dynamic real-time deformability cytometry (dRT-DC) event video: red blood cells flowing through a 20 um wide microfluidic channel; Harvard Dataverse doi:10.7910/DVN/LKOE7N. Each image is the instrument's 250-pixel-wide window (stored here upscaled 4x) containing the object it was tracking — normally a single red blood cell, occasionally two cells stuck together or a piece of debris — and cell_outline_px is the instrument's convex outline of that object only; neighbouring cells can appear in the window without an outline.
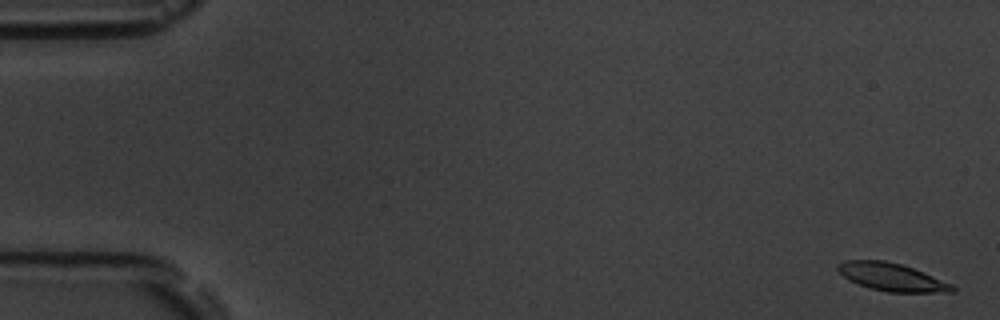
{"species": "common noctule bat (a hibernating species)", "species_latin": "Nyctalus noctula", "temperature_condition": "room temperature", "stored_images_in_passage": 55, "camera_frame_rate_fps": 3000, "um_per_image_px": 0.085, "animal": {"sex": "male", "body_mass_g": 19.5, "forearm_length_mm": 54.6}, "frame": {"image": 1, "passage_image": 2, "time_ms": 0.333, "image_size_px": [1000, 320], "cell_outline_px": [[956, 292], [888, 292], [868, 288], [848, 280], [836, 268], [844, 260], [884, 260], [900, 264], [912, 268], [952, 284], [956, 288]], "centroid_in_image_um": [75.79, 23.56], "position_along_channel_um": 9.2, "area_um2": 18.38}}
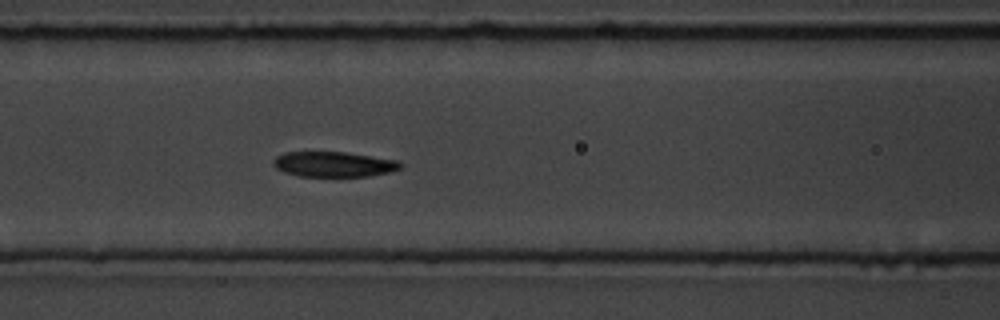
{"frame": {"image": 2, "passage_image": 24, "time_ms": 7.667, "image_size_px": [1000, 320], "cell_outline_px": [[404, 164], [400, 168], [388, 172], [372, 176], [300, 176], [284, 172], [276, 168], [272, 164], [272, 160], [276, 156], [284, 152], [344, 152], [400, 160]], "centroid_in_image_um": [28.37, 13.95], "position_along_channel_um": 138.2, "area_um2": 18.79}}
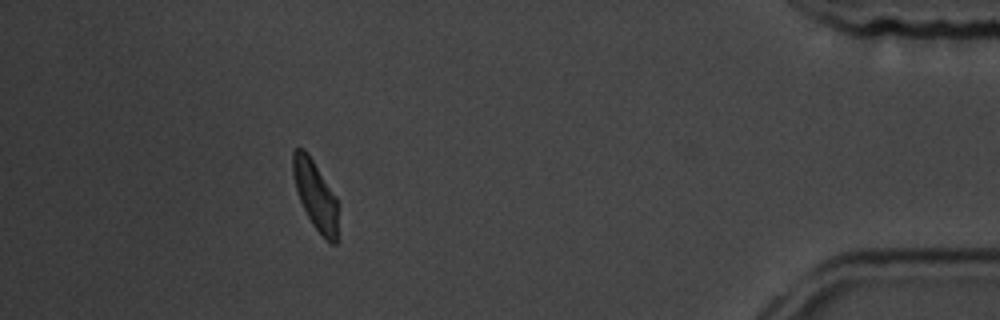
{"frame": {"image": 3, "passage_image": 50, "time_ms": 16.333, "image_size_px": [1000, 320], "cell_outline_px": [[336, 244], [332, 244], [312, 224], [300, 200], [292, 176], [292, 152], [296, 148], [304, 148], [308, 152], [336, 196]], "centroid_in_image_um": [26.76, 16.48], "position_along_channel_um": 408.4, "area_um2": 17.69}, "authors_computed_cell_mechanics": {"area_um2": 19.1896, "velocity_mm_per_s": 3.7461, "shape_relaxation_time_tau1_ms": 4.0077, "shape_relaxation_time_tau2_ms": null, "deformation_change_tau1": 0.1137, "deformation_change_tau2": null}}